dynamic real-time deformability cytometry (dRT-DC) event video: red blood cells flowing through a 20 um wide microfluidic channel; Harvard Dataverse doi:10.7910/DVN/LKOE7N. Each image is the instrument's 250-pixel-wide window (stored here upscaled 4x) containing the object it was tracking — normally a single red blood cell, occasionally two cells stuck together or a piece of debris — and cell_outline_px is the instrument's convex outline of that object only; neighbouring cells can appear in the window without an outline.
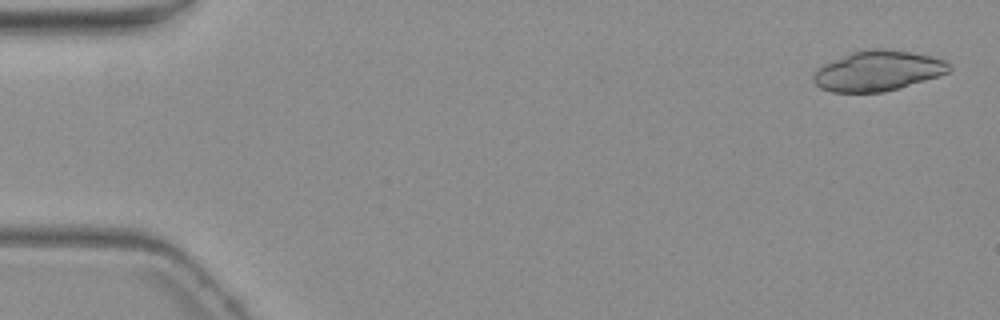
{"species": "common noctule bat (a hibernating species)", "species_latin": "Nyctalus noctula", "temperature_condition": "warm", "stored_images_in_passage": 7, "camera_frame_rate_fps": 3000, "um_per_image_px": 0.085, "animal": {"sex": "female", "body_mass_g": 19.3, "forearm_length_mm": 54.1}, "frame": {"image": 1, "passage_image": 1, "time_ms": 0.0, "image_size_px": [1000, 320], "cell_outline_px": [[952, 68], [948, 72], [900, 88], [884, 92], [832, 92], [820, 88], [812, 80], [812, 72], [816, 68], [824, 64], [852, 52], [864, 48], [884, 48], [908, 52], [928, 56], [944, 60]], "centroid_in_image_um": [74.55, 6.02], "position_along_channel_um": 10.5, "area_um2": 31.67}}
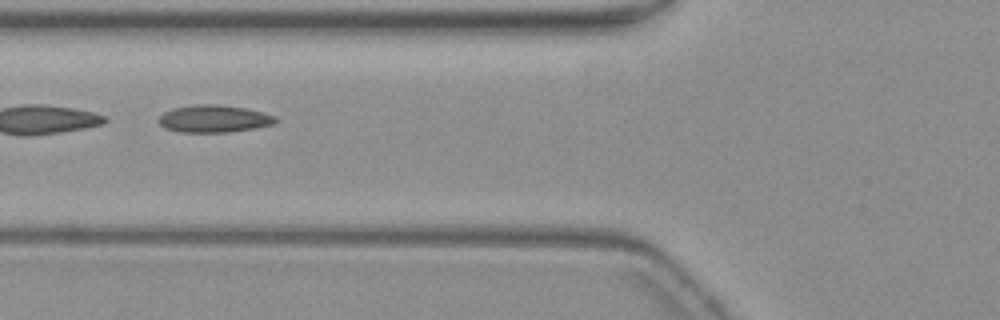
{"frame": {"image": 2, "passage_image": 6, "time_ms": 6.667, "image_size_px": [1000, 320], "cell_outline_px": [[276, 120], [272, 124], [256, 128], [228, 132], [180, 132], [164, 128], [160, 124], [160, 116], [164, 112], [172, 108], [192, 104], [216, 104], [244, 108], [264, 112], [276, 116]], "centroid_in_image_um": [18.17, 10.09], "position_along_channel_um": 107.6, "area_um2": 18.61}}
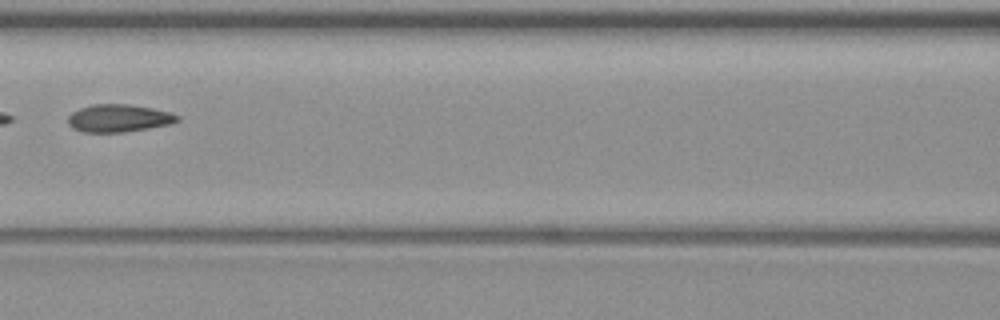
{"frame": {"image": 3, "passage_image": 7, "time_ms": 8.0, "image_size_px": [1000, 320], "cell_outline_px": [[180, 120], [168, 124], [148, 128], [124, 132], [80, 132], [72, 128], [68, 124], [68, 116], [72, 112], [80, 108], [92, 104], [128, 104], [152, 108], [168, 112], [180, 116]], "centroid_in_image_um": [10.05, 10.05], "position_along_channel_um": 156.6, "area_um2": 17.57}}